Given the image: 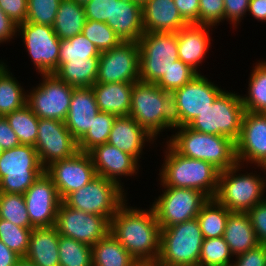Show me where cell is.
Segmentation results:
<instances>
[{"instance_id": "cell-1", "label": "cell", "mask_w": 266, "mask_h": 266, "mask_svg": "<svg viewBox=\"0 0 266 266\" xmlns=\"http://www.w3.org/2000/svg\"><path fill=\"white\" fill-rule=\"evenodd\" d=\"M126 202L110 220V233L137 261H157L161 227L152 207L149 211L128 208Z\"/></svg>"}, {"instance_id": "cell-2", "label": "cell", "mask_w": 266, "mask_h": 266, "mask_svg": "<svg viewBox=\"0 0 266 266\" xmlns=\"http://www.w3.org/2000/svg\"><path fill=\"white\" fill-rule=\"evenodd\" d=\"M176 128H179V132L170 138L168 144L180 155L207 161L220 172L238 163L236 145L232 139L221 135L200 133L188 126Z\"/></svg>"}, {"instance_id": "cell-3", "label": "cell", "mask_w": 266, "mask_h": 266, "mask_svg": "<svg viewBox=\"0 0 266 266\" xmlns=\"http://www.w3.org/2000/svg\"><path fill=\"white\" fill-rule=\"evenodd\" d=\"M166 160L161 171L163 187L191 188L214 198L220 171L207 161L184 157L167 144Z\"/></svg>"}, {"instance_id": "cell-4", "label": "cell", "mask_w": 266, "mask_h": 266, "mask_svg": "<svg viewBox=\"0 0 266 266\" xmlns=\"http://www.w3.org/2000/svg\"><path fill=\"white\" fill-rule=\"evenodd\" d=\"M129 116L155 140L162 129L174 128L171 93L155 83L135 82Z\"/></svg>"}, {"instance_id": "cell-5", "label": "cell", "mask_w": 266, "mask_h": 266, "mask_svg": "<svg viewBox=\"0 0 266 266\" xmlns=\"http://www.w3.org/2000/svg\"><path fill=\"white\" fill-rule=\"evenodd\" d=\"M203 234L197 218L161 229L160 266H199Z\"/></svg>"}, {"instance_id": "cell-6", "label": "cell", "mask_w": 266, "mask_h": 266, "mask_svg": "<svg viewBox=\"0 0 266 266\" xmlns=\"http://www.w3.org/2000/svg\"><path fill=\"white\" fill-rule=\"evenodd\" d=\"M245 109L240 95L223 91L205 111L187 126L194 131L226 136L236 142Z\"/></svg>"}, {"instance_id": "cell-7", "label": "cell", "mask_w": 266, "mask_h": 266, "mask_svg": "<svg viewBox=\"0 0 266 266\" xmlns=\"http://www.w3.org/2000/svg\"><path fill=\"white\" fill-rule=\"evenodd\" d=\"M44 172L33 146L4 150L0 156V193L24 194Z\"/></svg>"}, {"instance_id": "cell-8", "label": "cell", "mask_w": 266, "mask_h": 266, "mask_svg": "<svg viewBox=\"0 0 266 266\" xmlns=\"http://www.w3.org/2000/svg\"><path fill=\"white\" fill-rule=\"evenodd\" d=\"M241 165L220 172L218 188L214 199L231 212H248L256 204L262 202L266 180L250 173L237 176L235 173ZM235 174V175H234ZM265 181V182H264ZM263 197V198H262Z\"/></svg>"}, {"instance_id": "cell-9", "label": "cell", "mask_w": 266, "mask_h": 266, "mask_svg": "<svg viewBox=\"0 0 266 266\" xmlns=\"http://www.w3.org/2000/svg\"><path fill=\"white\" fill-rule=\"evenodd\" d=\"M139 45V81L156 83L179 59L177 33L146 32Z\"/></svg>"}, {"instance_id": "cell-10", "label": "cell", "mask_w": 266, "mask_h": 266, "mask_svg": "<svg viewBox=\"0 0 266 266\" xmlns=\"http://www.w3.org/2000/svg\"><path fill=\"white\" fill-rule=\"evenodd\" d=\"M123 192L119 184L97 175L85 186L70 193L63 202L73 209L101 215L110 221L126 201Z\"/></svg>"}, {"instance_id": "cell-11", "label": "cell", "mask_w": 266, "mask_h": 266, "mask_svg": "<svg viewBox=\"0 0 266 266\" xmlns=\"http://www.w3.org/2000/svg\"><path fill=\"white\" fill-rule=\"evenodd\" d=\"M223 92L200 73L171 93L174 128L187 126Z\"/></svg>"}, {"instance_id": "cell-12", "label": "cell", "mask_w": 266, "mask_h": 266, "mask_svg": "<svg viewBox=\"0 0 266 266\" xmlns=\"http://www.w3.org/2000/svg\"><path fill=\"white\" fill-rule=\"evenodd\" d=\"M165 189L152 205L161 229L197 218L202 206L209 200L203 192L195 189Z\"/></svg>"}, {"instance_id": "cell-13", "label": "cell", "mask_w": 266, "mask_h": 266, "mask_svg": "<svg viewBox=\"0 0 266 266\" xmlns=\"http://www.w3.org/2000/svg\"><path fill=\"white\" fill-rule=\"evenodd\" d=\"M43 83L27 94L26 104L40 119L65 121L75 87L54 74H42Z\"/></svg>"}, {"instance_id": "cell-14", "label": "cell", "mask_w": 266, "mask_h": 266, "mask_svg": "<svg viewBox=\"0 0 266 266\" xmlns=\"http://www.w3.org/2000/svg\"><path fill=\"white\" fill-rule=\"evenodd\" d=\"M54 227L60 235L90 246L110 233V221L106 217L73 209L63 201L58 207Z\"/></svg>"}, {"instance_id": "cell-15", "label": "cell", "mask_w": 266, "mask_h": 266, "mask_svg": "<svg viewBox=\"0 0 266 266\" xmlns=\"http://www.w3.org/2000/svg\"><path fill=\"white\" fill-rule=\"evenodd\" d=\"M139 69L138 42L122 41L100 53L96 83H135Z\"/></svg>"}, {"instance_id": "cell-16", "label": "cell", "mask_w": 266, "mask_h": 266, "mask_svg": "<svg viewBox=\"0 0 266 266\" xmlns=\"http://www.w3.org/2000/svg\"><path fill=\"white\" fill-rule=\"evenodd\" d=\"M17 29L38 72L53 74L59 63L61 41L53 27L25 21Z\"/></svg>"}, {"instance_id": "cell-17", "label": "cell", "mask_w": 266, "mask_h": 266, "mask_svg": "<svg viewBox=\"0 0 266 266\" xmlns=\"http://www.w3.org/2000/svg\"><path fill=\"white\" fill-rule=\"evenodd\" d=\"M34 148L44 169L52 163L74 156L78 142L66 127L65 121L40 119Z\"/></svg>"}, {"instance_id": "cell-18", "label": "cell", "mask_w": 266, "mask_h": 266, "mask_svg": "<svg viewBox=\"0 0 266 266\" xmlns=\"http://www.w3.org/2000/svg\"><path fill=\"white\" fill-rule=\"evenodd\" d=\"M45 173L52 179L62 201L97 176L89 153L80 151L70 158L52 163Z\"/></svg>"}, {"instance_id": "cell-19", "label": "cell", "mask_w": 266, "mask_h": 266, "mask_svg": "<svg viewBox=\"0 0 266 266\" xmlns=\"http://www.w3.org/2000/svg\"><path fill=\"white\" fill-rule=\"evenodd\" d=\"M30 223L34 228L55 225L62 199L52 179L44 172L23 194Z\"/></svg>"}, {"instance_id": "cell-20", "label": "cell", "mask_w": 266, "mask_h": 266, "mask_svg": "<svg viewBox=\"0 0 266 266\" xmlns=\"http://www.w3.org/2000/svg\"><path fill=\"white\" fill-rule=\"evenodd\" d=\"M236 145L237 162L249 161L266 170V114L245 111Z\"/></svg>"}, {"instance_id": "cell-21", "label": "cell", "mask_w": 266, "mask_h": 266, "mask_svg": "<svg viewBox=\"0 0 266 266\" xmlns=\"http://www.w3.org/2000/svg\"><path fill=\"white\" fill-rule=\"evenodd\" d=\"M88 153L91 156L96 174L120 186L118 176H130L139 169L137 168L138 160L135 157L109 143L97 145Z\"/></svg>"}, {"instance_id": "cell-22", "label": "cell", "mask_w": 266, "mask_h": 266, "mask_svg": "<svg viewBox=\"0 0 266 266\" xmlns=\"http://www.w3.org/2000/svg\"><path fill=\"white\" fill-rule=\"evenodd\" d=\"M98 112L99 108L92 87L73 89L65 124L77 142L91 129Z\"/></svg>"}, {"instance_id": "cell-23", "label": "cell", "mask_w": 266, "mask_h": 266, "mask_svg": "<svg viewBox=\"0 0 266 266\" xmlns=\"http://www.w3.org/2000/svg\"><path fill=\"white\" fill-rule=\"evenodd\" d=\"M142 15L144 33H177L188 25L174 0H149L142 6Z\"/></svg>"}, {"instance_id": "cell-24", "label": "cell", "mask_w": 266, "mask_h": 266, "mask_svg": "<svg viewBox=\"0 0 266 266\" xmlns=\"http://www.w3.org/2000/svg\"><path fill=\"white\" fill-rule=\"evenodd\" d=\"M106 24L122 41L138 42L144 34L142 6L130 0H113L112 22Z\"/></svg>"}, {"instance_id": "cell-25", "label": "cell", "mask_w": 266, "mask_h": 266, "mask_svg": "<svg viewBox=\"0 0 266 266\" xmlns=\"http://www.w3.org/2000/svg\"><path fill=\"white\" fill-rule=\"evenodd\" d=\"M209 25L188 24L177 32L178 57L197 73L210 44Z\"/></svg>"}, {"instance_id": "cell-26", "label": "cell", "mask_w": 266, "mask_h": 266, "mask_svg": "<svg viewBox=\"0 0 266 266\" xmlns=\"http://www.w3.org/2000/svg\"><path fill=\"white\" fill-rule=\"evenodd\" d=\"M153 138L131 116H118L113 123L107 143L139 160L144 141L148 142Z\"/></svg>"}, {"instance_id": "cell-27", "label": "cell", "mask_w": 266, "mask_h": 266, "mask_svg": "<svg viewBox=\"0 0 266 266\" xmlns=\"http://www.w3.org/2000/svg\"><path fill=\"white\" fill-rule=\"evenodd\" d=\"M59 233L54 226L33 228L24 258L36 266H60Z\"/></svg>"}, {"instance_id": "cell-28", "label": "cell", "mask_w": 266, "mask_h": 266, "mask_svg": "<svg viewBox=\"0 0 266 266\" xmlns=\"http://www.w3.org/2000/svg\"><path fill=\"white\" fill-rule=\"evenodd\" d=\"M134 83H95L92 86L101 112L129 116Z\"/></svg>"}, {"instance_id": "cell-29", "label": "cell", "mask_w": 266, "mask_h": 266, "mask_svg": "<svg viewBox=\"0 0 266 266\" xmlns=\"http://www.w3.org/2000/svg\"><path fill=\"white\" fill-rule=\"evenodd\" d=\"M223 237L236 256L260 244L247 212L229 213Z\"/></svg>"}, {"instance_id": "cell-30", "label": "cell", "mask_w": 266, "mask_h": 266, "mask_svg": "<svg viewBox=\"0 0 266 266\" xmlns=\"http://www.w3.org/2000/svg\"><path fill=\"white\" fill-rule=\"evenodd\" d=\"M99 57H89L86 61L58 63L53 74L75 88L92 87L98 75Z\"/></svg>"}, {"instance_id": "cell-31", "label": "cell", "mask_w": 266, "mask_h": 266, "mask_svg": "<svg viewBox=\"0 0 266 266\" xmlns=\"http://www.w3.org/2000/svg\"><path fill=\"white\" fill-rule=\"evenodd\" d=\"M86 21L84 6L75 0H61L53 30L60 40L82 33Z\"/></svg>"}, {"instance_id": "cell-32", "label": "cell", "mask_w": 266, "mask_h": 266, "mask_svg": "<svg viewBox=\"0 0 266 266\" xmlns=\"http://www.w3.org/2000/svg\"><path fill=\"white\" fill-rule=\"evenodd\" d=\"M91 249L93 266H132L137 261L111 233Z\"/></svg>"}, {"instance_id": "cell-33", "label": "cell", "mask_w": 266, "mask_h": 266, "mask_svg": "<svg viewBox=\"0 0 266 266\" xmlns=\"http://www.w3.org/2000/svg\"><path fill=\"white\" fill-rule=\"evenodd\" d=\"M228 210L214 198H210L201 208L197 219L204 239L218 238L224 235L229 217Z\"/></svg>"}, {"instance_id": "cell-34", "label": "cell", "mask_w": 266, "mask_h": 266, "mask_svg": "<svg viewBox=\"0 0 266 266\" xmlns=\"http://www.w3.org/2000/svg\"><path fill=\"white\" fill-rule=\"evenodd\" d=\"M3 64L0 63V116L22 108L27 101L26 92Z\"/></svg>"}, {"instance_id": "cell-35", "label": "cell", "mask_w": 266, "mask_h": 266, "mask_svg": "<svg viewBox=\"0 0 266 266\" xmlns=\"http://www.w3.org/2000/svg\"><path fill=\"white\" fill-rule=\"evenodd\" d=\"M11 129L21 145L35 146L38 135L39 117L25 104L22 108L5 115Z\"/></svg>"}, {"instance_id": "cell-36", "label": "cell", "mask_w": 266, "mask_h": 266, "mask_svg": "<svg viewBox=\"0 0 266 266\" xmlns=\"http://www.w3.org/2000/svg\"><path fill=\"white\" fill-rule=\"evenodd\" d=\"M249 96H241L245 111L266 114V62L258 63L250 75Z\"/></svg>"}, {"instance_id": "cell-37", "label": "cell", "mask_w": 266, "mask_h": 266, "mask_svg": "<svg viewBox=\"0 0 266 266\" xmlns=\"http://www.w3.org/2000/svg\"><path fill=\"white\" fill-rule=\"evenodd\" d=\"M60 266H93L91 246L59 234Z\"/></svg>"}, {"instance_id": "cell-38", "label": "cell", "mask_w": 266, "mask_h": 266, "mask_svg": "<svg viewBox=\"0 0 266 266\" xmlns=\"http://www.w3.org/2000/svg\"><path fill=\"white\" fill-rule=\"evenodd\" d=\"M99 56V50L82 33L60 41L59 63L86 61L89 57Z\"/></svg>"}, {"instance_id": "cell-39", "label": "cell", "mask_w": 266, "mask_h": 266, "mask_svg": "<svg viewBox=\"0 0 266 266\" xmlns=\"http://www.w3.org/2000/svg\"><path fill=\"white\" fill-rule=\"evenodd\" d=\"M116 115L99 111L91 125V129L78 142L80 152H89L97 145L107 143Z\"/></svg>"}, {"instance_id": "cell-40", "label": "cell", "mask_w": 266, "mask_h": 266, "mask_svg": "<svg viewBox=\"0 0 266 266\" xmlns=\"http://www.w3.org/2000/svg\"><path fill=\"white\" fill-rule=\"evenodd\" d=\"M0 218L23 228L33 229L23 194L0 193Z\"/></svg>"}, {"instance_id": "cell-41", "label": "cell", "mask_w": 266, "mask_h": 266, "mask_svg": "<svg viewBox=\"0 0 266 266\" xmlns=\"http://www.w3.org/2000/svg\"><path fill=\"white\" fill-rule=\"evenodd\" d=\"M233 254L224 237L204 239L201 246L199 266H231Z\"/></svg>"}, {"instance_id": "cell-42", "label": "cell", "mask_w": 266, "mask_h": 266, "mask_svg": "<svg viewBox=\"0 0 266 266\" xmlns=\"http://www.w3.org/2000/svg\"><path fill=\"white\" fill-rule=\"evenodd\" d=\"M82 34L96 46L100 53L108 51L122 42L106 23L96 20L86 19Z\"/></svg>"}, {"instance_id": "cell-43", "label": "cell", "mask_w": 266, "mask_h": 266, "mask_svg": "<svg viewBox=\"0 0 266 266\" xmlns=\"http://www.w3.org/2000/svg\"><path fill=\"white\" fill-rule=\"evenodd\" d=\"M32 229L19 227L0 218V240L20 257H25Z\"/></svg>"}, {"instance_id": "cell-44", "label": "cell", "mask_w": 266, "mask_h": 266, "mask_svg": "<svg viewBox=\"0 0 266 266\" xmlns=\"http://www.w3.org/2000/svg\"><path fill=\"white\" fill-rule=\"evenodd\" d=\"M198 74L199 73L189 65L178 59L173 63L168 72L165 73L155 84L164 91L172 93L174 90L181 88L190 82Z\"/></svg>"}, {"instance_id": "cell-45", "label": "cell", "mask_w": 266, "mask_h": 266, "mask_svg": "<svg viewBox=\"0 0 266 266\" xmlns=\"http://www.w3.org/2000/svg\"><path fill=\"white\" fill-rule=\"evenodd\" d=\"M61 0H28L26 22L53 27Z\"/></svg>"}, {"instance_id": "cell-46", "label": "cell", "mask_w": 266, "mask_h": 266, "mask_svg": "<svg viewBox=\"0 0 266 266\" xmlns=\"http://www.w3.org/2000/svg\"><path fill=\"white\" fill-rule=\"evenodd\" d=\"M224 19V0H200L199 24L215 26Z\"/></svg>"}, {"instance_id": "cell-47", "label": "cell", "mask_w": 266, "mask_h": 266, "mask_svg": "<svg viewBox=\"0 0 266 266\" xmlns=\"http://www.w3.org/2000/svg\"><path fill=\"white\" fill-rule=\"evenodd\" d=\"M87 20L112 22L113 0H90L84 5Z\"/></svg>"}, {"instance_id": "cell-48", "label": "cell", "mask_w": 266, "mask_h": 266, "mask_svg": "<svg viewBox=\"0 0 266 266\" xmlns=\"http://www.w3.org/2000/svg\"><path fill=\"white\" fill-rule=\"evenodd\" d=\"M247 213L259 243L266 245V199L256 204Z\"/></svg>"}, {"instance_id": "cell-49", "label": "cell", "mask_w": 266, "mask_h": 266, "mask_svg": "<svg viewBox=\"0 0 266 266\" xmlns=\"http://www.w3.org/2000/svg\"><path fill=\"white\" fill-rule=\"evenodd\" d=\"M0 8L17 25L27 19L28 0H0Z\"/></svg>"}, {"instance_id": "cell-50", "label": "cell", "mask_w": 266, "mask_h": 266, "mask_svg": "<svg viewBox=\"0 0 266 266\" xmlns=\"http://www.w3.org/2000/svg\"><path fill=\"white\" fill-rule=\"evenodd\" d=\"M236 257L231 266H266V245L259 244Z\"/></svg>"}, {"instance_id": "cell-51", "label": "cell", "mask_w": 266, "mask_h": 266, "mask_svg": "<svg viewBox=\"0 0 266 266\" xmlns=\"http://www.w3.org/2000/svg\"><path fill=\"white\" fill-rule=\"evenodd\" d=\"M250 0H224V19L231 20L236 26L246 14ZM237 22V23H236Z\"/></svg>"}, {"instance_id": "cell-52", "label": "cell", "mask_w": 266, "mask_h": 266, "mask_svg": "<svg viewBox=\"0 0 266 266\" xmlns=\"http://www.w3.org/2000/svg\"><path fill=\"white\" fill-rule=\"evenodd\" d=\"M199 1L174 0L180 15L188 24H199Z\"/></svg>"}, {"instance_id": "cell-53", "label": "cell", "mask_w": 266, "mask_h": 266, "mask_svg": "<svg viewBox=\"0 0 266 266\" xmlns=\"http://www.w3.org/2000/svg\"><path fill=\"white\" fill-rule=\"evenodd\" d=\"M0 144L4 150L21 145L17 135L11 129L5 116H0Z\"/></svg>"}, {"instance_id": "cell-54", "label": "cell", "mask_w": 266, "mask_h": 266, "mask_svg": "<svg viewBox=\"0 0 266 266\" xmlns=\"http://www.w3.org/2000/svg\"><path fill=\"white\" fill-rule=\"evenodd\" d=\"M17 26L0 8V43L13 38L18 30Z\"/></svg>"}, {"instance_id": "cell-55", "label": "cell", "mask_w": 266, "mask_h": 266, "mask_svg": "<svg viewBox=\"0 0 266 266\" xmlns=\"http://www.w3.org/2000/svg\"><path fill=\"white\" fill-rule=\"evenodd\" d=\"M20 258L0 240V266H15Z\"/></svg>"}, {"instance_id": "cell-56", "label": "cell", "mask_w": 266, "mask_h": 266, "mask_svg": "<svg viewBox=\"0 0 266 266\" xmlns=\"http://www.w3.org/2000/svg\"><path fill=\"white\" fill-rule=\"evenodd\" d=\"M248 11L255 19L266 21V0H250Z\"/></svg>"}, {"instance_id": "cell-57", "label": "cell", "mask_w": 266, "mask_h": 266, "mask_svg": "<svg viewBox=\"0 0 266 266\" xmlns=\"http://www.w3.org/2000/svg\"><path fill=\"white\" fill-rule=\"evenodd\" d=\"M132 266H160L157 261H136Z\"/></svg>"}, {"instance_id": "cell-58", "label": "cell", "mask_w": 266, "mask_h": 266, "mask_svg": "<svg viewBox=\"0 0 266 266\" xmlns=\"http://www.w3.org/2000/svg\"><path fill=\"white\" fill-rule=\"evenodd\" d=\"M15 266H36L34 265L31 261H29L28 259L21 257Z\"/></svg>"}, {"instance_id": "cell-59", "label": "cell", "mask_w": 266, "mask_h": 266, "mask_svg": "<svg viewBox=\"0 0 266 266\" xmlns=\"http://www.w3.org/2000/svg\"><path fill=\"white\" fill-rule=\"evenodd\" d=\"M130 1L136 2V3L140 4L141 6H143L149 0H130Z\"/></svg>"}, {"instance_id": "cell-60", "label": "cell", "mask_w": 266, "mask_h": 266, "mask_svg": "<svg viewBox=\"0 0 266 266\" xmlns=\"http://www.w3.org/2000/svg\"><path fill=\"white\" fill-rule=\"evenodd\" d=\"M78 4H81V5H85L86 3H88L90 0H75Z\"/></svg>"}, {"instance_id": "cell-61", "label": "cell", "mask_w": 266, "mask_h": 266, "mask_svg": "<svg viewBox=\"0 0 266 266\" xmlns=\"http://www.w3.org/2000/svg\"><path fill=\"white\" fill-rule=\"evenodd\" d=\"M4 152V149H3V147L1 146V144H0V156H1V154Z\"/></svg>"}]
</instances>
